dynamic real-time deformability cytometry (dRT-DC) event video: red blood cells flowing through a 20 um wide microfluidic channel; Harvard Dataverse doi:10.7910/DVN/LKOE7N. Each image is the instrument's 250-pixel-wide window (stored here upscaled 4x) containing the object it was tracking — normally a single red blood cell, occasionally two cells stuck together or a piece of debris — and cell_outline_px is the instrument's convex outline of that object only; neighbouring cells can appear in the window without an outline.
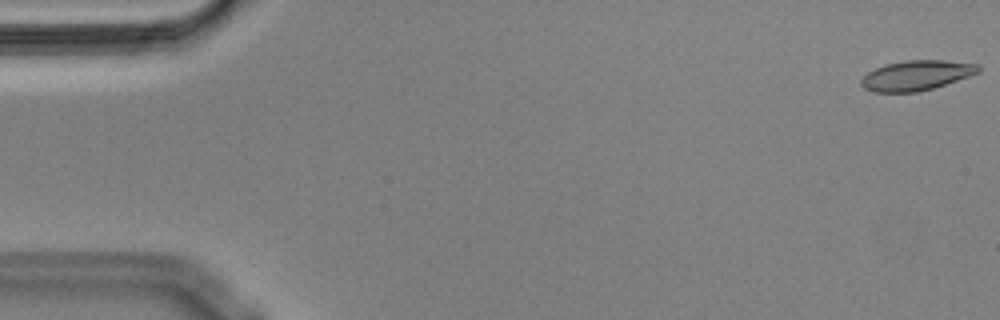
{"species": "Egyptian fruit bat (a non-hibernating species)", "species_latin": "Rousettus aegyptiacus", "temperature_condition": "cold", "stored_images_in_passage": 56, "camera_frame_rate_fps": 3000, "um_per_image_px": 0.085, "animal": {"sex": "male"}, "frame": {"image": 1, "passage_image": 1, "time_ms": 0.0, "image_size_px": [1000, 320], "cell_outline_px": [[980, 72], [932, 88], [916, 92], [872, 92], [864, 88], [860, 84], [860, 80], [868, 72], [884, 64], [904, 60], [944, 60], [980, 64]], "centroid_in_image_um": [77.87, 6.4], "position_along_channel_um": 7.1, "area_um2": 20.4}}
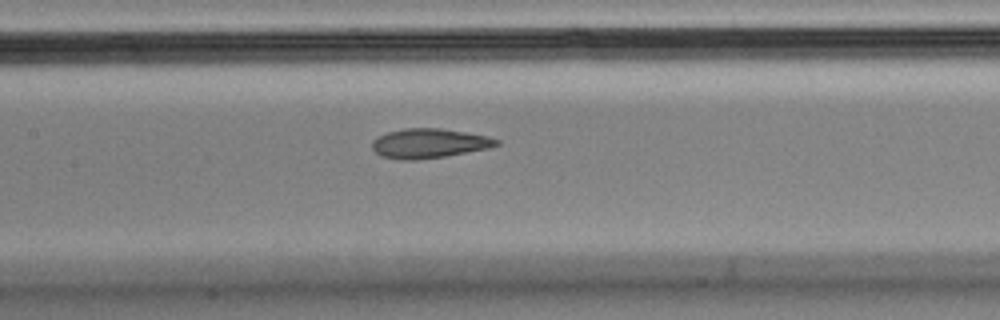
{"frame": {"image": 2, "passage_image": 26, "time_ms": 8.333, "image_size_px": [1000, 320], "cell_outline_px": [[500, 144], [488, 148], [444, 156], [416, 160], [400, 160], [380, 156], [372, 148], [372, 140], [388, 132], [404, 128], [440, 128], [488, 136], [500, 140]], "centroid_in_image_um": [36.46, 12.18], "position_along_channel_um": 170.9, "area_um2": 21.27}}
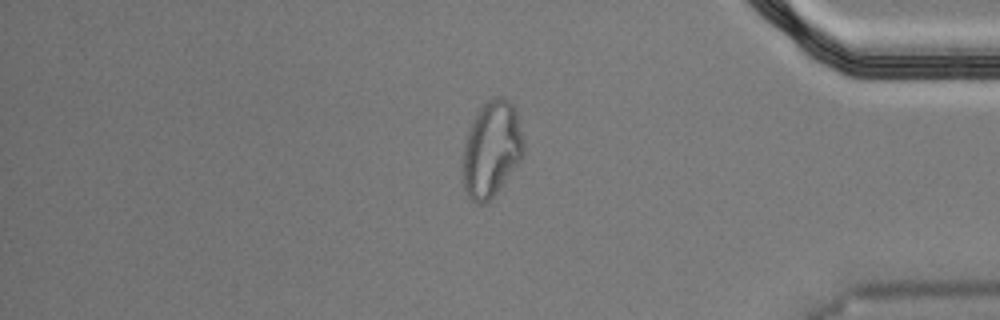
{"frame": {"image": 3, "passage_image": 47, "time_ms": 15.333, "image_size_px": [1000, 320], "cell_outline_px": [[524, 156], [496, 192], [484, 204], [476, 204], [468, 196], [460, 180], [460, 172], [464, 144], [472, 120], [476, 112], [488, 100], [496, 96], [504, 96], [516, 108], [524, 144]], "centroid_in_image_um": [41.75, 12.68], "position_along_channel_um": 393.5, "area_um2": 34.51}, "authors_computed_cell_mechanics": {"area_um2": 21.6461, "velocity_mm_per_s": 3.5768, "shape_relaxation_time_tau1_ms": null, "shape_relaxation_time_tau2_ms": 2.0332, "deformation_change_tau1": null, "deformation_change_tau2": 0.0753}}